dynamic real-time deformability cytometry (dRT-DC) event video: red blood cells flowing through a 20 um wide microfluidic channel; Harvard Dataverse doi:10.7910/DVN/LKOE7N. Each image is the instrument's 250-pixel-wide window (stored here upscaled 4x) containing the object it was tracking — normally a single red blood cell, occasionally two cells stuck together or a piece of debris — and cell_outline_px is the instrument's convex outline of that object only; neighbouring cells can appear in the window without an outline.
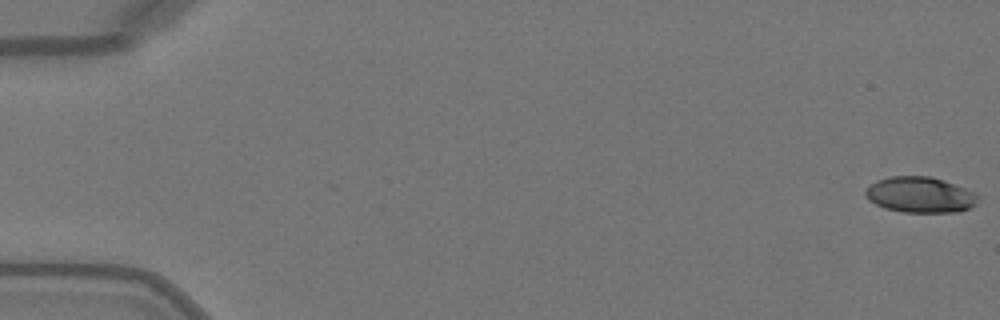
{"species": "Egyptian fruit bat (a non-hibernating species)", "species_latin": "Rousettus aegyptiacus", "temperature_condition": "warm", "stored_images_in_passage": 51, "camera_frame_rate_fps": 3000, "um_per_image_px": 0.085, "animal": {"sex": "female"}, "frame": {"image": 1, "passage_image": 1, "time_ms": 0.0, "image_size_px": [1000, 320], "cell_outline_px": [[972, 204], [968, 208], [948, 212], [904, 212], [888, 208], [876, 204], [868, 196], [868, 188], [872, 184], [880, 180], [896, 176], [928, 176], [952, 184], [960, 188]], "centroid_in_image_um": [78.03, 16.56], "position_along_channel_um": 7.0, "area_um2": 21.27}}
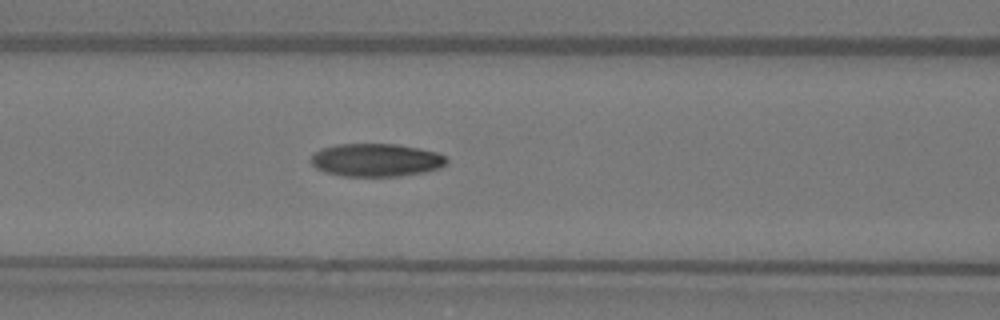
{"frame": {"image": 2, "passage_image": 22, "time_ms": 7.0, "image_size_px": [1000, 320], "cell_outline_px": [[444, 164], [436, 168], [420, 172], [392, 176], [348, 176], [328, 172], [312, 164], [312, 156], [316, 152], [324, 148], [344, 144], [392, 144], [416, 148], [436, 152], [444, 156]], "centroid_in_image_um": [31.95, 13.59], "position_along_channel_um": 134.7, "area_um2": 24.91}}
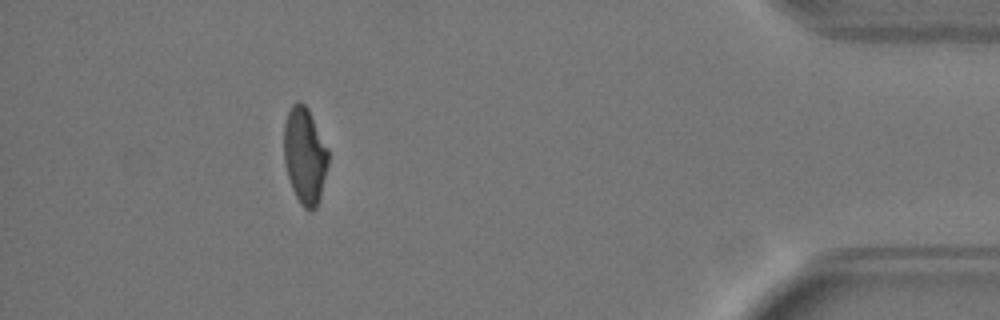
{"frame": {"image": 3, "passage_image": 46, "time_ms": 15.0, "image_size_px": [1000, 320], "cell_outline_px": [[328, 164], [320, 196], [316, 208], [304, 208], [296, 196], [292, 188], [288, 176], [284, 156], [284, 128], [288, 112], [292, 104], [304, 104], [308, 108], [328, 148]], "centroid_in_image_um": [25.91, 13.22], "position_along_channel_um": 409.3, "area_um2": 24.39}, "authors_computed_cell_mechanics": {"area_um2": 23.698, "velocity_mm_per_s": 4.0931, "shape_relaxation_time_tau1_ms": 6.0051, "shape_relaxation_time_tau2_ms": 2.5348, "deformation_change_tau1": 0.2195, "deformation_change_tau2": 0.0909}}